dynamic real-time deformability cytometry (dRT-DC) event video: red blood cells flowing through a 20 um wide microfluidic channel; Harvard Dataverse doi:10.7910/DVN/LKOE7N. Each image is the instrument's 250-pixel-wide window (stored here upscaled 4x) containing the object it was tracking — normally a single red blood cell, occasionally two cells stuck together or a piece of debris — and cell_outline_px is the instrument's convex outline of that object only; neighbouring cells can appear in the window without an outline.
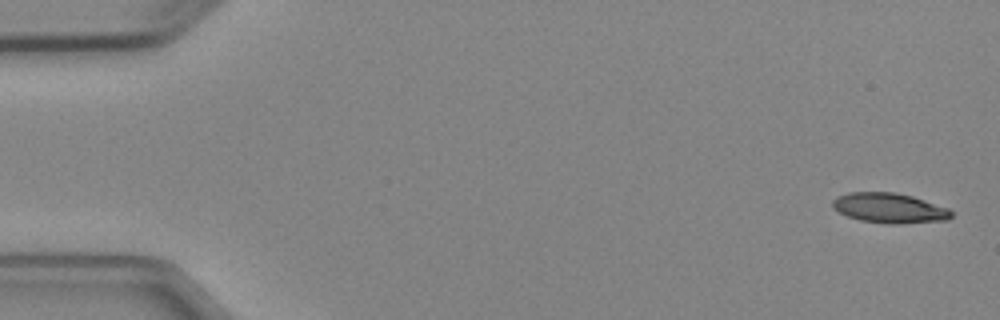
{"species": "Egyptian fruit bat (a non-hibernating species)", "species_latin": "Rousettus aegyptiacus", "temperature_condition": "cold", "stored_images_in_passage": 4, "camera_frame_rate_fps": 3000, "um_per_image_px": 0.085, "animal": {"sex": "female"}, "frame": {"image": 1, "passage_image": 1, "time_ms": 0.0, "image_size_px": [1000, 320], "cell_outline_px": [[952, 216], [948, 220], [900, 224], [888, 224], [860, 220], [848, 216], [832, 208], [832, 200], [836, 196], [848, 192], [892, 192], [912, 196], [948, 208], [952, 212]], "centroid_in_image_um": [75.58, 17.68], "position_along_channel_um": 9.4, "area_um2": 20.81}}
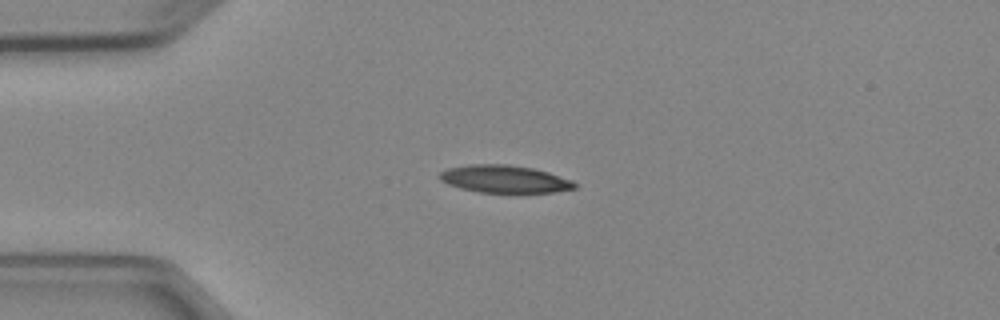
{"frame": {"image": 2, "passage_image": 4, "time_ms": 3.667, "image_size_px": [1000, 320], "cell_outline_px": [[576, 188], [552, 192], [480, 192], [460, 188], [448, 184], [440, 180], [440, 172], [448, 168], [468, 164], [508, 164], [532, 168], [548, 172], [572, 180], [576, 184]], "centroid_in_image_um": [42.87, 15.21], "position_along_channel_um": 42.1, "area_um2": 21.5}}